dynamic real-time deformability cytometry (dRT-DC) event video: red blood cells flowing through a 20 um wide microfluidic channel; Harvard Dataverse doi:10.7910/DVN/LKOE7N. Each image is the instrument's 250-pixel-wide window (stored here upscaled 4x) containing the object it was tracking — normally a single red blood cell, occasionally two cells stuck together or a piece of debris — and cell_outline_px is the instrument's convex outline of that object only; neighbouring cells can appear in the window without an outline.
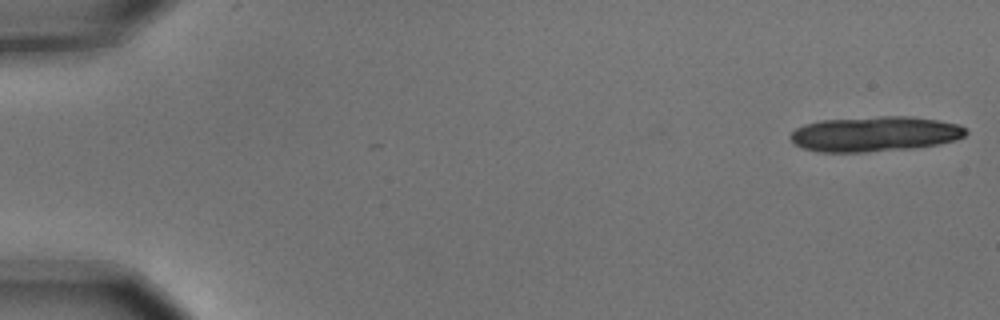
{"species": "common noctule bat (a hibernating species)", "species_latin": "Nyctalus noctula", "temperature_condition": "cold", "stored_images_in_passage": 7, "camera_frame_rate_fps": 3000, "um_per_image_px": 0.085, "animal": {"sex": "male", "body_mass_g": 15.6}, "frame": {"image": 1, "passage_image": 1, "time_ms": 0.0, "image_size_px": [1000, 320], "cell_outline_px": [[968, 132], [964, 136], [956, 140], [940, 144], [912, 148], [864, 152], [820, 152], [804, 148], [796, 144], [788, 136], [796, 128], [804, 124], [820, 120], [880, 116], [912, 116], [960, 124], [968, 128]], "centroid_in_image_um": [74.39, 11.38], "position_along_channel_um": 10.6, "area_um2": 36.13}}
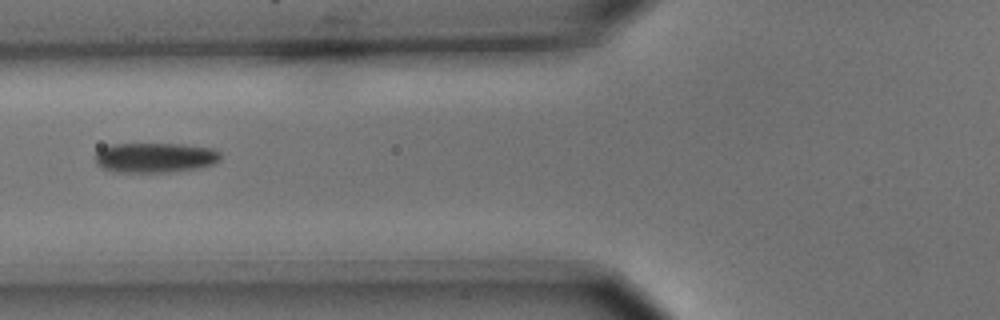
{"frame": {"image": 2, "passage_image": 7, "time_ms": 2.0, "image_size_px": [1000, 320], "cell_outline_px": [[220, 160], [212, 164], [200, 168], [164, 172], [116, 172], [104, 168], [96, 164], [96, 152], [100, 148], [112, 144], [184, 144], [212, 148], [220, 152]], "centroid_in_image_um": [13.18, 13.39], "position_along_channel_um": 112.6, "area_um2": 21.85}}